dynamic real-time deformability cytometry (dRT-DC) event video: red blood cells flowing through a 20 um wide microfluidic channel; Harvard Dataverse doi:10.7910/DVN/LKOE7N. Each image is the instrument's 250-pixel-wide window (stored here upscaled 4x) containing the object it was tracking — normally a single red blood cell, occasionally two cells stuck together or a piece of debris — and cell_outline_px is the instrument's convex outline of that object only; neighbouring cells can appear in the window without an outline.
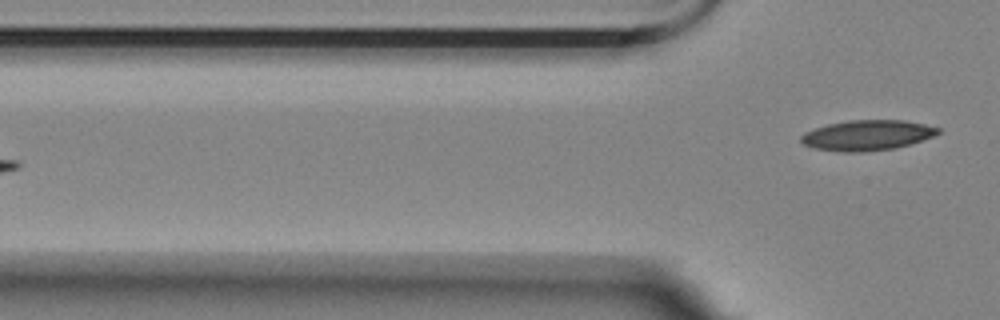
{"species": "Egyptian fruit bat (a non-hibernating species)", "species_latin": "Rousettus aegyptiacus", "temperature_condition": "room temperature", "stored_images_in_passage": 4, "camera_frame_rate_fps": 3000, "um_per_image_px": 0.085, "animal": {"sex": "female"}, "frame": {"image": 1, "passage_image": 4, "time_ms": 5.667, "image_size_px": [1000, 320], "cell_outline_px": [[940, 132], [932, 136], [896, 148], [860, 152], [844, 152], [812, 148], [804, 144], [800, 140], [800, 136], [804, 132], [828, 124], [848, 120], [904, 120], [924, 124], [940, 128]], "centroid_in_image_um": [73.67, 11.49], "position_along_channel_um": 52.1, "area_um2": 24.04}}